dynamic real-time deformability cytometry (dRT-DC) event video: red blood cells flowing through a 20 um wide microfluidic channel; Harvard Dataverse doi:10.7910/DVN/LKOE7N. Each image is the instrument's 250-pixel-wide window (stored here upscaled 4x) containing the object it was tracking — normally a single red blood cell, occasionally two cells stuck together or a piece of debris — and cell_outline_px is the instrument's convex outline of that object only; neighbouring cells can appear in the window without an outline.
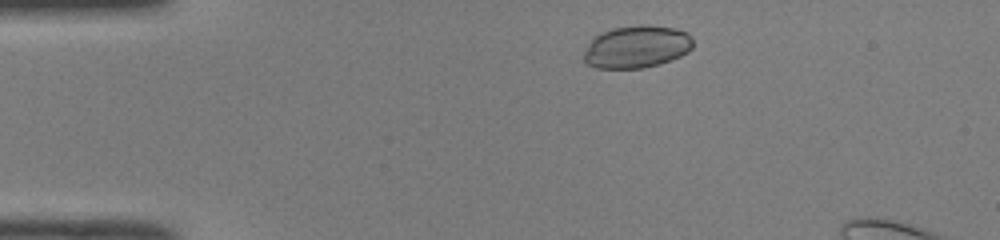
{"species": "common noctule bat (a hibernating species)", "species_latin": "Nyctalus noctula", "temperature_condition": "room temperature", "stored_images_in_passage": 10, "camera_frame_rate_fps": 3000, "um_per_image_px": 0.085, "animal": {"sex": "male", "body_mass_g": 19.0, "forearm_length_mm": 50.8}, "frame": {"image": 1, "passage_image": 4, "time_ms": 1.0, "image_size_px": [1000, 240], "cell_outline_px": [[692, 48], [688, 52], [672, 60], [660, 64], [644, 68], [596, 68], [588, 64], [584, 60], [584, 52], [592, 36], [600, 32], [612, 28], [636, 24], [644, 24], [676, 28], [688, 32], [692, 36]], "centroid_in_image_um": [54.12, 3.96], "position_along_channel_um": 30.9, "area_um2": 27.51}}